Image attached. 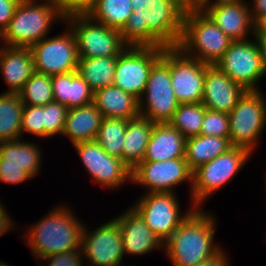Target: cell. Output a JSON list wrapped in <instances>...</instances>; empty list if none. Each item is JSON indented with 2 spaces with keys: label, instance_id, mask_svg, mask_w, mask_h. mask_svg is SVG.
I'll use <instances>...</instances> for the list:
<instances>
[{
  "label": "cell",
  "instance_id": "1",
  "mask_svg": "<svg viewBox=\"0 0 266 266\" xmlns=\"http://www.w3.org/2000/svg\"><path fill=\"white\" fill-rule=\"evenodd\" d=\"M214 223V219L205 213L191 211L165 241L174 266H198L220 251V248L212 244Z\"/></svg>",
  "mask_w": 266,
  "mask_h": 266
},
{
  "label": "cell",
  "instance_id": "2",
  "mask_svg": "<svg viewBox=\"0 0 266 266\" xmlns=\"http://www.w3.org/2000/svg\"><path fill=\"white\" fill-rule=\"evenodd\" d=\"M232 41L199 6H188L178 45L181 52L187 54L197 48L200 55L192 58L214 66L221 60Z\"/></svg>",
  "mask_w": 266,
  "mask_h": 266
},
{
  "label": "cell",
  "instance_id": "3",
  "mask_svg": "<svg viewBox=\"0 0 266 266\" xmlns=\"http://www.w3.org/2000/svg\"><path fill=\"white\" fill-rule=\"evenodd\" d=\"M62 207L38 222L31 230L29 243L36 257L46 258L71 250H79L84 226Z\"/></svg>",
  "mask_w": 266,
  "mask_h": 266
},
{
  "label": "cell",
  "instance_id": "4",
  "mask_svg": "<svg viewBox=\"0 0 266 266\" xmlns=\"http://www.w3.org/2000/svg\"><path fill=\"white\" fill-rule=\"evenodd\" d=\"M48 1L45 5L32 4V0L20 1L9 25L0 34L8 46L30 48L46 35L54 16L65 17L63 10L54 1Z\"/></svg>",
  "mask_w": 266,
  "mask_h": 266
},
{
  "label": "cell",
  "instance_id": "5",
  "mask_svg": "<svg viewBox=\"0 0 266 266\" xmlns=\"http://www.w3.org/2000/svg\"><path fill=\"white\" fill-rule=\"evenodd\" d=\"M165 47H134L123 50L117 57L113 85L139 100L142 112V96L153 64L162 56Z\"/></svg>",
  "mask_w": 266,
  "mask_h": 266
},
{
  "label": "cell",
  "instance_id": "6",
  "mask_svg": "<svg viewBox=\"0 0 266 266\" xmlns=\"http://www.w3.org/2000/svg\"><path fill=\"white\" fill-rule=\"evenodd\" d=\"M144 92L147 110L140 115L154 124L169 123L179 105L171 85L170 47L164 48L162 56L153 64Z\"/></svg>",
  "mask_w": 266,
  "mask_h": 266
},
{
  "label": "cell",
  "instance_id": "7",
  "mask_svg": "<svg viewBox=\"0 0 266 266\" xmlns=\"http://www.w3.org/2000/svg\"><path fill=\"white\" fill-rule=\"evenodd\" d=\"M266 121V105L258 90H246L229 113V141L232 147L252 151Z\"/></svg>",
  "mask_w": 266,
  "mask_h": 266
},
{
  "label": "cell",
  "instance_id": "8",
  "mask_svg": "<svg viewBox=\"0 0 266 266\" xmlns=\"http://www.w3.org/2000/svg\"><path fill=\"white\" fill-rule=\"evenodd\" d=\"M72 19V32L76 39L79 58H96L119 56L126 49L123 46L120 31L106 27L104 24L96 22L92 24L91 18L87 14H68L64 17ZM75 21V22H74ZM77 26V27H76Z\"/></svg>",
  "mask_w": 266,
  "mask_h": 266
},
{
  "label": "cell",
  "instance_id": "9",
  "mask_svg": "<svg viewBox=\"0 0 266 266\" xmlns=\"http://www.w3.org/2000/svg\"><path fill=\"white\" fill-rule=\"evenodd\" d=\"M250 151L241 147H232L226 153L199 166L193 171L192 191L194 202L203 199L228 182L244 165Z\"/></svg>",
  "mask_w": 266,
  "mask_h": 266
},
{
  "label": "cell",
  "instance_id": "10",
  "mask_svg": "<svg viewBox=\"0 0 266 266\" xmlns=\"http://www.w3.org/2000/svg\"><path fill=\"white\" fill-rule=\"evenodd\" d=\"M216 67L245 90H256V81L265 74L258 43L247 39L232 41Z\"/></svg>",
  "mask_w": 266,
  "mask_h": 266
},
{
  "label": "cell",
  "instance_id": "11",
  "mask_svg": "<svg viewBox=\"0 0 266 266\" xmlns=\"http://www.w3.org/2000/svg\"><path fill=\"white\" fill-rule=\"evenodd\" d=\"M30 50L35 72L53 76L77 71L79 57L72 30L55 38H43L32 45Z\"/></svg>",
  "mask_w": 266,
  "mask_h": 266
},
{
  "label": "cell",
  "instance_id": "12",
  "mask_svg": "<svg viewBox=\"0 0 266 266\" xmlns=\"http://www.w3.org/2000/svg\"><path fill=\"white\" fill-rule=\"evenodd\" d=\"M208 66L184 55L178 47H170L171 85L179 104L202 103Z\"/></svg>",
  "mask_w": 266,
  "mask_h": 266
},
{
  "label": "cell",
  "instance_id": "13",
  "mask_svg": "<svg viewBox=\"0 0 266 266\" xmlns=\"http://www.w3.org/2000/svg\"><path fill=\"white\" fill-rule=\"evenodd\" d=\"M133 209L163 243L191 213L179 216V205L173 193H149Z\"/></svg>",
  "mask_w": 266,
  "mask_h": 266
},
{
  "label": "cell",
  "instance_id": "14",
  "mask_svg": "<svg viewBox=\"0 0 266 266\" xmlns=\"http://www.w3.org/2000/svg\"><path fill=\"white\" fill-rule=\"evenodd\" d=\"M193 181V171L185 158L142 161L132 170V181L150 187L149 193H172V187Z\"/></svg>",
  "mask_w": 266,
  "mask_h": 266
},
{
  "label": "cell",
  "instance_id": "15",
  "mask_svg": "<svg viewBox=\"0 0 266 266\" xmlns=\"http://www.w3.org/2000/svg\"><path fill=\"white\" fill-rule=\"evenodd\" d=\"M188 5L183 0H161L144 9L147 30L165 47H178Z\"/></svg>",
  "mask_w": 266,
  "mask_h": 266
},
{
  "label": "cell",
  "instance_id": "16",
  "mask_svg": "<svg viewBox=\"0 0 266 266\" xmlns=\"http://www.w3.org/2000/svg\"><path fill=\"white\" fill-rule=\"evenodd\" d=\"M81 160L95 181L109 187L132 180V170L120 158L109 155L96 141L74 144Z\"/></svg>",
  "mask_w": 266,
  "mask_h": 266
},
{
  "label": "cell",
  "instance_id": "17",
  "mask_svg": "<svg viewBox=\"0 0 266 266\" xmlns=\"http://www.w3.org/2000/svg\"><path fill=\"white\" fill-rule=\"evenodd\" d=\"M86 233L83 228L81 251L93 266H120L124 249L120 227L115 219L100 226L90 236Z\"/></svg>",
  "mask_w": 266,
  "mask_h": 266
},
{
  "label": "cell",
  "instance_id": "18",
  "mask_svg": "<svg viewBox=\"0 0 266 266\" xmlns=\"http://www.w3.org/2000/svg\"><path fill=\"white\" fill-rule=\"evenodd\" d=\"M246 90L232 81L216 65L206 68L203 106L212 111L230 113Z\"/></svg>",
  "mask_w": 266,
  "mask_h": 266
},
{
  "label": "cell",
  "instance_id": "19",
  "mask_svg": "<svg viewBox=\"0 0 266 266\" xmlns=\"http://www.w3.org/2000/svg\"><path fill=\"white\" fill-rule=\"evenodd\" d=\"M244 3L199 5L213 22L233 41L245 40L249 25L255 30L250 11ZM207 7V8H206ZM206 10V11H205ZM246 33V34H245Z\"/></svg>",
  "mask_w": 266,
  "mask_h": 266
},
{
  "label": "cell",
  "instance_id": "20",
  "mask_svg": "<svg viewBox=\"0 0 266 266\" xmlns=\"http://www.w3.org/2000/svg\"><path fill=\"white\" fill-rule=\"evenodd\" d=\"M120 227L124 252L142 255L163 242L146 225L141 216L132 208L115 219Z\"/></svg>",
  "mask_w": 266,
  "mask_h": 266
},
{
  "label": "cell",
  "instance_id": "21",
  "mask_svg": "<svg viewBox=\"0 0 266 266\" xmlns=\"http://www.w3.org/2000/svg\"><path fill=\"white\" fill-rule=\"evenodd\" d=\"M186 138L169 123L154 124L143 161L185 158Z\"/></svg>",
  "mask_w": 266,
  "mask_h": 266
},
{
  "label": "cell",
  "instance_id": "22",
  "mask_svg": "<svg viewBox=\"0 0 266 266\" xmlns=\"http://www.w3.org/2000/svg\"><path fill=\"white\" fill-rule=\"evenodd\" d=\"M0 67L9 93H19L34 71L33 56L28 47L8 46L0 51Z\"/></svg>",
  "mask_w": 266,
  "mask_h": 266
},
{
  "label": "cell",
  "instance_id": "23",
  "mask_svg": "<svg viewBox=\"0 0 266 266\" xmlns=\"http://www.w3.org/2000/svg\"><path fill=\"white\" fill-rule=\"evenodd\" d=\"M93 103L103 117L129 120L140 115L139 100L115 85L94 91Z\"/></svg>",
  "mask_w": 266,
  "mask_h": 266
},
{
  "label": "cell",
  "instance_id": "24",
  "mask_svg": "<svg viewBox=\"0 0 266 266\" xmlns=\"http://www.w3.org/2000/svg\"><path fill=\"white\" fill-rule=\"evenodd\" d=\"M52 91L53 100L68 109L93 102V90L77 71L53 75Z\"/></svg>",
  "mask_w": 266,
  "mask_h": 266
},
{
  "label": "cell",
  "instance_id": "25",
  "mask_svg": "<svg viewBox=\"0 0 266 266\" xmlns=\"http://www.w3.org/2000/svg\"><path fill=\"white\" fill-rule=\"evenodd\" d=\"M103 118L93 102L68 109L62 134L70 137L73 145L79 142L95 141Z\"/></svg>",
  "mask_w": 266,
  "mask_h": 266
},
{
  "label": "cell",
  "instance_id": "26",
  "mask_svg": "<svg viewBox=\"0 0 266 266\" xmlns=\"http://www.w3.org/2000/svg\"><path fill=\"white\" fill-rule=\"evenodd\" d=\"M154 123L139 115L127 121L122 161L133 170L143 161Z\"/></svg>",
  "mask_w": 266,
  "mask_h": 266
},
{
  "label": "cell",
  "instance_id": "27",
  "mask_svg": "<svg viewBox=\"0 0 266 266\" xmlns=\"http://www.w3.org/2000/svg\"><path fill=\"white\" fill-rule=\"evenodd\" d=\"M232 145L229 137H215L198 135L189 137L185 141V160L189 168L194 171L199 166L226 153Z\"/></svg>",
  "mask_w": 266,
  "mask_h": 266
},
{
  "label": "cell",
  "instance_id": "28",
  "mask_svg": "<svg viewBox=\"0 0 266 266\" xmlns=\"http://www.w3.org/2000/svg\"><path fill=\"white\" fill-rule=\"evenodd\" d=\"M117 57L79 58L77 72L93 92L113 85Z\"/></svg>",
  "mask_w": 266,
  "mask_h": 266
},
{
  "label": "cell",
  "instance_id": "29",
  "mask_svg": "<svg viewBox=\"0 0 266 266\" xmlns=\"http://www.w3.org/2000/svg\"><path fill=\"white\" fill-rule=\"evenodd\" d=\"M40 152L36 146L18 140L0 142V164L19 165L31 177L40 166Z\"/></svg>",
  "mask_w": 266,
  "mask_h": 266
},
{
  "label": "cell",
  "instance_id": "30",
  "mask_svg": "<svg viewBox=\"0 0 266 266\" xmlns=\"http://www.w3.org/2000/svg\"><path fill=\"white\" fill-rule=\"evenodd\" d=\"M24 106L18 93L0 95V142L19 140Z\"/></svg>",
  "mask_w": 266,
  "mask_h": 266
},
{
  "label": "cell",
  "instance_id": "31",
  "mask_svg": "<svg viewBox=\"0 0 266 266\" xmlns=\"http://www.w3.org/2000/svg\"><path fill=\"white\" fill-rule=\"evenodd\" d=\"M133 13L131 0H99L85 14L93 21L121 31Z\"/></svg>",
  "mask_w": 266,
  "mask_h": 266
},
{
  "label": "cell",
  "instance_id": "32",
  "mask_svg": "<svg viewBox=\"0 0 266 266\" xmlns=\"http://www.w3.org/2000/svg\"><path fill=\"white\" fill-rule=\"evenodd\" d=\"M127 121L121 118L104 117L95 138L103 150L121 160Z\"/></svg>",
  "mask_w": 266,
  "mask_h": 266
},
{
  "label": "cell",
  "instance_id": "33",
  "mask_svg": "<svg viewBox=\"0 0 266 266\" xmlns=\"http://www.w3.org/2000/svg\"><path fill=\"white\" fill-rule=\"evenodd\" d=\"M206 108L202 103L179 104L169 124L186 139L200 135Z\"/></svg>",
  "mask_w": 266,
  "mask_h": 266
},
{
  "label": "cell",
  "instance_id": "34",
  "mask_svg": "<svg viewBox=\"0 0 266 266\" xmlns=\"http://www.w3.org/2000/svg\"><path fill=\"white\" fill-rule=\"evenodd\" d=\"M123 43L134 47H164L148 30L144 10L133 11L120 31Z\"/></svg>",
  "mask_w": 266,
  "mask_h": 266
},
{
  "label": "cell",
  "instance_id": "35",
  "mask_svg": "<svg viewBox=\"0 0 266 266\" xmlns=\"http://www.w3.org/2000/svg\"><path fill=\"white\" fill-rule=\"evenodd\" d=\"M18 94L24 105L44 106L53 102L52 76L34 72Z\"/></svg>",
  "mask_w": 266,
  "mask_h": 266
},
{
  "label": "cell",
  "instance_id": "36",
  "mask_svg": "<svg viewBox=\"0 0 266 266\" xmlns=\"http://www.w3.org/2000/svg\"><path fill=\"white\" fill-rule=\"evenodd\" d=\"M67 112L65 105L55 101L42 106L43 137L63 132Z\"/></svg>",
  "mask_w": 266,
  "mask_h": 266
},
{
  "label": "cell",
  "instance_id": "37",
  "mask_svg": "<svg viewBox=\"0 0 266 266\" xmlns=\"http://www.w3.org/2000/svg\"><path fill=\"white\" fill-rule=\"evenodd\" d=\"M229 114L206 109L200 135L229 137Z\"/></svg>",
  "mask_w": 266,
  "mask_h": 266
},
{
  "label": "cell",
  "instance_id": "38",
  "mask_svg": "<svg viewBox=\"0 0 266 266\" xmlns=\"http://www.w3.org/2000/svg\"><path fill=\"white\" fill-rule=\"evenodd\" d=\"M24 130L36 136H43L42 106H24L22 113L21 134Z\"/></svg>",
  "mask_w": 266,
  "mask_h": 266
},
{
  "label": "cell",
  "instance_id": "39",
  "mask_svg": "<svg viewBox=\"0 0 266 266\" xmlns=\"http://www.w3.org/2000/svg\"><path fill=\"white\" fill-rule=\"evenodd\" d=\"M31 176L15 164H0V180L7 183H20Z\"/></svg>",
  "mask_w": 266,
  "mask_h": 266
},
{
  "label": "cell",
  "instance_id": "40",
  "mask_svg": "<svg viewBox=\"0 0 266 266\" xmlns=\"http://www.w3.org/2000/svg\"><path fill=\"white\" fill-rule=\"evenodd\" d=\"M71 250L60 254H53L43 259H50L49 266H81L80 250ZM79 253V254H77Z\"/></svg>",
  "mask_w": 266,
  "mask_h": 266
},
{
  "label": "cell",
  "instance_id": "41",
  "mask_svg": "<svg viewBox=\"0 0 266 266\" xmlns=\"http://www.w3.org/2000/svg\"><path fill=\"white\" fill-rule=\"evenodd\" d=\"M20 1L21 0H0V34H2L9 25Z\"/></svg>",
  "mask_w": 266,
  "mask_h": 266
},
{
  "label": "cell",
  "instance_id": "42",
  "mask_svg": "<svg viewBox=\"0 0 266 266\" xmlns=\"http://www.w3.org/2000/svg\"><path fill=\"white\" fill-rule=\"evenodd\" d=\"M99 0H71L62 10L64 15L85 14Z\"/></svg>",
  "mask_w": 266,
  "mask_h": 266
},
{
  "label": "cell",
  "instance_id": "43",
  "mask_svg": "<svg viewBox=\"0 0 266 266\" xmlns=\"http://www.w3.org/2000/svg\"><path fill=\"white\" fill-rule=\"evenodd\" d=\"M255 13H251L253 23L255 25L264 17H266V0H254Z\"/></svg>",
  "mask_w": 266,
  "mask_h": 266
},
{
  "label": "cell",
  "instance_id": "44",
  "mask_svg": "<svg viewBox=\"0 0 266 266\" xmlns=\"http://www.w3.org/2000/svg\"><path fill=\"white\" fill-rule=\"evenodd\" d=\"M225 256L223 255L222 251L220 250L216 255L212 256L211 258L205 260L198 266H227Z\"/></svg>",
  "mask_w": 266,
  "mask_h": 266
},
{
  "label": "cell",
  "instance_id": "45",
  "mask_svg": "<svg viewBox=\"0 0 266 266\" xmlns=\"http://www.w3.org/2000/svg\"><path fill=\"white\" fill-rule=\"evenodd\" d=\"M154 3H161V0H131L133 11H142Z\"/></svg>",
  "mask_w": 266,
  "mask_h": 266
},
{
  "label": "cell",
  "instance_id": "46",
  "mask_svg": "<svg viewBox=\"0 0 266 266\" xmlns=\"http://www.w3.org/2000/svg\"><path fill=\"white\" fill-rule=\"evenodd\" d=\"M256 39L258 40L257 43L260 49L262 64L266 73V35H256Z\"/></svg>",
  "mask_w": 266,
  "mask_h": 266
},
{
  "label": "cell",
  "instance_id": "47",
  "mask_svg": "<svg viewBox=\"0 0 266 266\" xmlns=\"http://www.w3.org/2000/svg\"><path fill=\"white\" fill-rule=\"evenodd\" d=\"M4 211L5 210L0 205V236L4 234V232L10 230L9 228L11 226V220Z\"/></svg>",
  "mask_w": 266,
  "mask_h": 266
},
{
  "label": "cell",
  "instance_id": "48",
  "mask_svg": "<svg viewBox=\"0 0 266 266\" xmlns=\"http://www.w3.org/2000/svg\"><path fill=\"white\" fill-rule=\"evenodd\" d=\"M255 35H266V17L255 25Z\"/></svg>",
  "mask_w": 266,
  "mask_h": 266
},
{
  "label": "cell",
  "instance_id": "49",
  "mask_svg": "<svg viewBox=\"0 0 266 266\" xmlns=\"http://www.w3.org/2000/svg\"><path fill=\"white\" fill-rule=\"evenodd\" d=\"M241 2V0H216L215 4H238ZM208 3L210 0H204L200 5H207Z\"/></svg>",
  "mask_w": 266,
  "mask_h": 266
},
{
  "label": "cell",
  "instance_id": "50",
  "mask_svg": "<svg viewBox=\"0 0 266 266\" xmlns=\"http://www.w3.org/2000/svg\"><path fill=\"white\" fill-rule=\"evenodd\" d=\"M188 6H199L204 0H183Z\"/></svg>",
  "mask_w": 266,
  "mask_h": 266
},
{
  "label": "cell",
  "instance_id": "51",
  "mask_svg": "<svg viewBox=\"0 0 266 266\" xmlns=\"http://www.w3.org/2000/svg\"><path fill=\"white\" fill-rule=\"evenodd\" d=\"M54 1L61 9H63L71 0H52Z\"/></svg>",
  "mask_w": 266,
  "mask_h": 266
},
{
  "label": "cell",
  "instance_id": "52",
  "mask_svg": "<svg viewBox=\"0 0 266 266\" xmlns=\"http://www.w3.org/2000/svg\"><path fill=\"white\" fill-rule=\"evenodd\" d=\"M0 266H7V265L6 264H3V262L2 263L0 262Z\"/></svg>",
  "mask_w": 266,
  "mask_h": 266
}]
</instances>
